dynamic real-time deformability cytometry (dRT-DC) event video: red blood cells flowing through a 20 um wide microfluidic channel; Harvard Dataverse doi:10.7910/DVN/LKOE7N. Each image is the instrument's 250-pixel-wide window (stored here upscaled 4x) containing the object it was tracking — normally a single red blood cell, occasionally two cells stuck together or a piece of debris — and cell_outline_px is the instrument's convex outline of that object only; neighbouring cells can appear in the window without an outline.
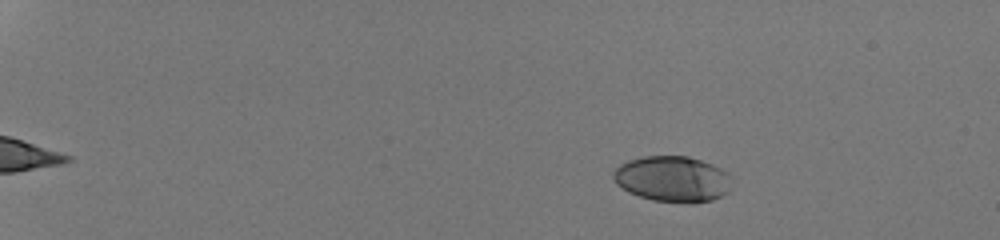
{"species": "human", "species_latin": "Homo sapiens", "temperature_condition": "room temperature", "stored_images_in_passage": 26, "camera_frame_rate_fps": 3000, "um_per_image_px": 0.085, "donor": {"sex": "male"}, "frame": {"image": 1, "passage_image": 5, "time_ms": 1.333, "image_size_px": [1000, 240], "cell_outline_px": [[732, 180], [728, 192], [712, 200], [692, 204], [652, 200], [628, 192], [616, 184], [612, 176], [612, 172], [620, 164], [628, 160], [644, 156], [688, 156], [712, 164], [728, 172], [732, 176]], "centroid_in_image_um": [57.17, 15.22], "position_along_channel_um": 27.8, "area_um2": 31.96}}